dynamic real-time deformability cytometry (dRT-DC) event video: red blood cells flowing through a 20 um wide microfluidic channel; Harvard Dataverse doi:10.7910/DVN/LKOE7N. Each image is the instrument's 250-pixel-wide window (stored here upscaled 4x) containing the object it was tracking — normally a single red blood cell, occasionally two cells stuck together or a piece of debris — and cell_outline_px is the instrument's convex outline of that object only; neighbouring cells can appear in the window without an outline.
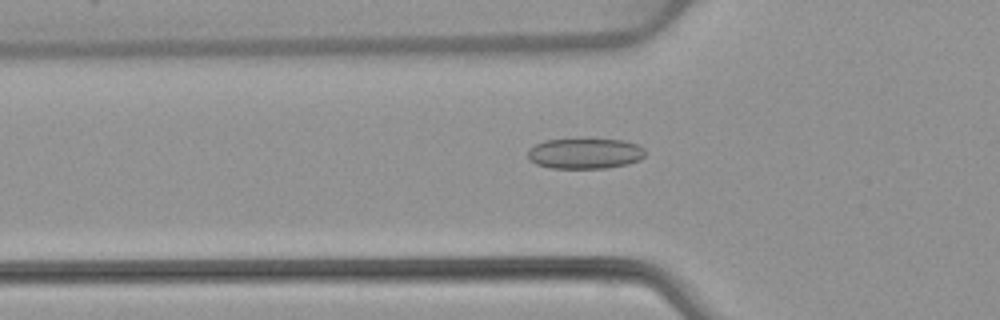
{"species": "common noctule bat (a hibernating species)", "species_latin": "Nyctalus noctula", "temperature_condition": "warm", "stored_images_in_passage": 27, "camera_frame_rate_fps": 3000, "um_per_image_px": 0.085, "animal": {"sex": "female", "body_mass_g": 22.7, "forearm_length_mm": 54.2}, "frame": {"image": 1, "passage_image": 18, "time_ms": 5.667, "image_size_px": [1000, 320], "cell_outline_px": [[644, 156], [640, 160], [628, 164], [604, 168], [552, 168], [536, 164], [528, 160], [528, 148], [544, 140], [580, 136], [584, 136], [624, 140], [636, 144], [644, 148]], "centroid_in_image_um": [49.69, 12.99], "position_along_channel_um": 76.1, "area_um2": 21.96}}
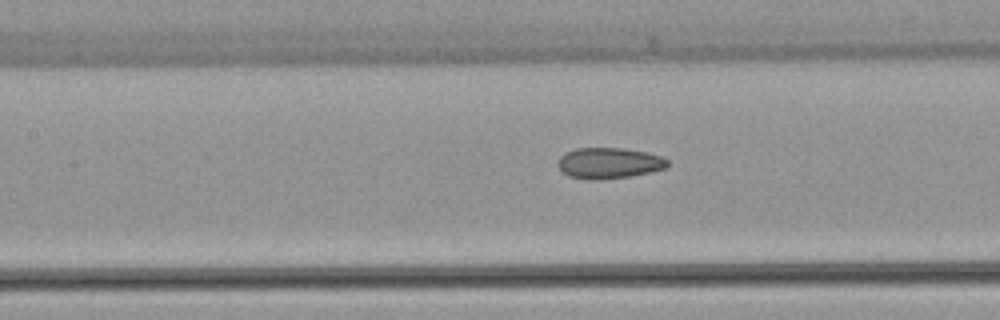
{"frame": {"image": 2, "passage_image": 24, "time_ms": 7.667, "image_size_px": [1000, 320], "cell_outline_px": [[668, 164], [664, 168], [632, 176], [600, 180], [588, 180], [568, 176], [556, 164], [560, 156], [564, 152], [576, 148], [624, 148], [648, 152], [660, 156], [668, 160]], "centroid_in_image_um": [51.72, 13.86], "position_along_channel_um": 155.7, "area_um2": 19.88}}
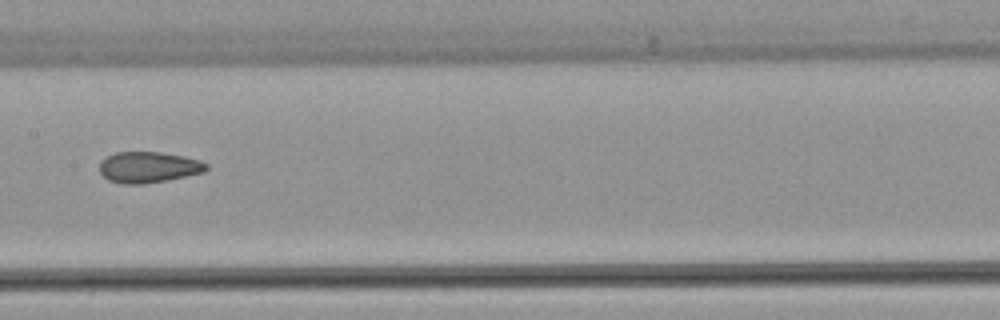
{"frame": {"image": 3, "passage_image": 27, "time_ms": 8.667, "image_size_px": [1000, 320], "cell_outline_px": [[208, 168], [204, 172], [144, 184], [120, 184], [108, 180], [100, 172], [100, 160], [116, 152], [160, 152], [184, 156], [200, 160], [208, 164]], "centroid_in_image_um": [12.61, 14.21], "position_along_channel_um": 194.8, "area_um2": 19.25}}